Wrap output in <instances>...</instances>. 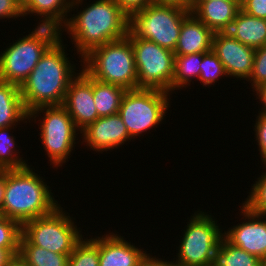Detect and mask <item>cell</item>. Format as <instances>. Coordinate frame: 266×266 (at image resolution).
Listing matches in <instances>:
<instances>
[{
  "instance_id": "cell-18",
  "label": "cell",
  "mask_w": 266,
  "mask_h": 266,
  "mask_svg": "<svg viewBox=\"0 0 266 266\" xmlns=\"http://www.w3.org/2000/svg\"><path fill=\"white\" fill-rule=\"evenodd\" d=\"M214 33L192 13L184 20L173 51L175 55L207 53L211 51Z\"/></svg>"
},
{
  "instance_id": "cell-23",
  "label": "cell",
  "mask_w": 266,
  "mask_h": 266,
  "mask_svg": "<svg viewBox=\"0 0 266 266\" xmlns=\"http://www.w3.org/2000/svg\"><path fill=\"white\" fill-rule=\"evenodd\" d=\"M211 266H263V261L232 245L223 237L213 255Z\"/></svg>"
},
{
  "instance_id": "cell-14",
  "label": "cell",
  "mask_w": 266,
  "mask_h": 266,
  "mask_svg": "<svg viewBox=\"0 0 266 266\" xmlns=\"http://www.w3.org/2000/svg\"><path fill=\"white\" fill-rule=\"evenodd\" d=\"M79 71L70 82L62 106L81 131L99 117L93 99V78L83 68Z\"/></svg>"
},
{
  "instance_id": "cell-2",
  "label": "cell",
  "mask_w": 266,
  "mask_h": 266,
  "mask_svg": "<svg viewBox=\"0 0 266 266\" xmlns=\"http://www.w3.org/2000/svg\"><path fill=\"white\" fill-rule=\"evenodd\" d=\"M74 15L61 32L70 35L81 59L93 48L128 35L129 16L114 0H96Z\"/></svg>"
},
{
  "instance_id": "cell-42",
  "label": "cell",
  "mask_w": 266,
  "mask_h": 266,
  "mask_svg": "<svg viewBox=\"0 0 266 266\" xmlns=\"http://www.w3.org/2000/svg\"><path fill=\"white\" fill-rule=\"evenodd\" d=\"M17 4L23 9L29 2L30 0H15Z\"/></svg>"
},
{
  "instance_id": "cell-31",
  "label": "cell",
  "mask_w": 266,
  "mask_h": 266,
  "mask_svg": "<svg viewBox=\"0 0 266 266\" xmlns=\"http://www.w3.org/2000/svg\"><path fill=\"white\" fill-rule=\"evenodd\" d=\"M248 81L253 90L266 84V44L255 51L253 69Z\"/></svg>"
},
{
  "instance_id": "cell-9",
  "label": "cell",
  "mask_w": 266,
  "mask_h": 266,
  "mask_svg": "<svg viewBox=\"0 0 266 266\" xmlns=\"http://www.w3.org/2000/svg\"><path fill=\"white\" fill-rule=\"evenodd\" d=\"M192 217V218H191ZM187 222L175 260L176 266H211L213 255L223 238L222 229L212 215L198 211Z\"/></svg>"
},
{
  "instance_id": "cell-8",
  "label": "cell",
  "mask_w": 266,
  "mask_h": 266,
  "mask_svg": "<svg viewBox=\"0 0 266 266\" xmlns=\"http://www.w3.org/2000/svg\"><path fill=\"white\" fill-rule=\"evenodd\" d=\"M170 92L155 88L126 90L118 114L131 138L157 127L170 107ZM161 122V123H160ZM136 136V137H135Z\"/></svg>"
},
{
  "instance_id": "cell-45",
  "label": "cell",
  "mask_w": 266,
  "mask_h": 266,
  "mask_svg": "<svg viewBox=\"0 0 266 266\" xmlns=\"http://www.w3.org/2000/svg\"><path fill=\"white\" fill-rule=\"evenodd\" d=\"M263 266H266V259L263 261Z\"/></svg>"
},
{
  "instance_id": "cell-37",
  "label": "cell",
  "mask_w": 266,
  "mask_h": 266,
  "mask_svg": "<svg viewBox=\"0 0 266 266\" xmlns=\"http://www.w3.org/2000/svg\"><path fill=\"white\" fill-rule=\"evenodd\" d=\"M18 253L19 248H0V266H7Z\"/></svg>"
},
{
  "instance_id": "cell-15",
  "label": "cell",
  "mask_w": 266,
  "mask_h": 266,
  "mask_svg": "<svg viewBox=\"0 0 266 266\" xmlns=\"http://www.w3.org/2000/svg\"><path fill=\"white\" fill-rule=\"evenodd\" d=\"M80 134L83 142H87L86 146L101 153L118 149L126 141L132 140L119 114L99 117L82 129Z\"/></svg>"
},
{
  "instance_id": "cell-25",
  "label": "cell",
  "mask_w": 266,
  "mask_h": 266,
  "mask_svg": "<svg viewBox=\"0 0 266 266\" xmlns=\"http://www.w3.org/2000/svg\"><path fill=\"white\" fill-rule=\"evenodd\" d=\"M18 255L28 266H68L70 257L36 245H19Z\"/></svg>"
},
{
  "instance_id": "cell-20",
  "label": "cell",
  "mask_w": 266,
  "mask_h": 266,
  "mask_svg": "<svg viewBox=\"0 0 266 266\" xmlns=\"http://www.w3.org/2000/svg\"><path fill=\"white\" fill-rule=\"evenodd\" d=\"M227 32L246 46L258 49L266 44V19L240 9Z\"/></svg>"
},
{
  "instance_id": "cell-43",
  "label": "cell",
  "mask_w": 266,
  "mask_h": 266,
  "mask_svg": "<svg viewBox=\"0 0 266 266\" xmlns=\"http://www.w3.org/2000/svg\"><path fill=\"white\" fill-rule=\"evenodd\" d=\"M239 5H241L242 3H244L246 0H235Z\"/></svg>"
},
{
  "instance_id": "cell-28",
  "label": "cell",
  "mask_w": 266,
  "mask_h": 266,
  "mask_svg": "<svg viewBox=\"0 0 266 266\" xmlns=\"http://www.w3.org/2000/svg\"><path fill=\"white\" fill-rule=\"evenodd\" d=\"M221 76L227 77L228 75L217 55L212 50L203 53L202 63L200 64V76L198 79L203 84V87L215 84Z\"/></svg>"
},
{
  "instance_id": "cell-39",
  "label": "cell",
  "mask_w": 266,
  "mask_h": 266,
  "mask_svg": "<svg viewBox=\"0 0 266 266\" xmlns=\"http://www.w3.org/2000/svg\"><path fill=\"white\" fill-rule=\"evenodd\" d=\"M253 92H256V99H259V103H261L263 106H261L262 109L259 112L260 115H266V84H263L261 86H258L256 89H254Z\"/></svg>"
},
{
  "instance_id": "cell-44",
  "label": "cell",
  "mask_w": 266,
  "mask_h": 266,
  "mask_svg": "<svg viewBox=\"0 0 266 266\" xmlns=\"http://www.w3.org/2000/svg\"><path fill=\"white\" fill-rule=\"evenodd\" d=\"M202 1H207V0H193L192 2H202Z\"/></svg>"
},
{
  "instance_id": "cell-32",
  "label": "cell",
  "mask_w": 266,
  "mask_h": 266,
  "mask_svg": "<svg viewBox=\"0 0 266 266\" xmlns=\"http://www.w3.org/2000/svg\"><path fill=\"white\" fill-rule=\"evenodd\" d=\"M254 127L261 160L263 164H266V115H257Z\"/></svg>"
},
{
  "instance_id": "cell-13",
  "label": "cell",
  "mask_w": 266,
  "mask_h": 266,
  "mask_svg": "<svg viewBox=\"0 0 266 266\" xmlns=\"http://www.w3.org/2000/svg\"><path fill=\"white\" fill-rule=\"evenodd\" d=\"M240 213L246 220L223 232V237L232 245L245 250L251 255L266 259V218L241 206ZM262 219V220H261Z\"/></svg>"
},
{
  "instance_id": "cell-1",
  "label": "cell",
  "mask_w": 266,
  "mask_h": 266,
  "mask_svg": "<svg viewBox=\"0 0 266 266\" xmlns=\"http://www.w3.org/2000/svg\"><path fill=\"white\" fill-rule=\"evenodd\" d=\"M61 38L62 33L19 87L28 113L41 106L63 105L70 82L79 74L75 72L76 65L70 63Z\"/></svg>"
},
{
  "instance_id": "cell-40",
  "label": "cell",
  "mask_w": 266,
  "mask_h": 266,
  "mask_svg": "<svg viewBox=\"0 0 266 266\" xmlns=\"http://www.w3.org/2000/svg\"><path fill=\"white\" fill-rule=\"evenodd\" d=\"M5 184H6V170H0V209H2V205L4 202Z\"/></svg>"
},
{
  "instance_id": "cell-21",
  "label": "cell",
  "mask_w": 266,
  "mask_h": 266,
  "mask_svg": "<svg viewBox=\"0 0 266 266\" xmlns=\"http://www.w3.org/2000/svg\"><path fill=\"white\" fill-rule=\"evenodd\" d=\"M29 113L22 102L19 86L0 80V128L27 121Z\"/></svg>"
},
{
  "instance_id": "cell-19",
  "label": "cell",
  "mask_w": 266,
  "mask_h": 266,
  "mask_svg": "<svg viewBox=\"0 0 266 266\" xmlns=\"http://www.w3.org/2000/svg\"><path fill=\"white\" fill-rule=\"evenodd\" d=\"M82 4L83 0H30L22 9L23 17L29 14L40 16L38 25L53 26L61 30L68 20L67 13Z\"/></svg>"
},
{
  "instance_id": "cell-35",
  "label": "cell",
  "mask_w": 266,
  "mask_h": 266,
  "mask_svg": "<svg viewBox=\"0 0 266 266\" xmlns=\"http://www.w3.org/2000/svg\"><path fill=\"white\" fill-rule=\"evenodd\" d=\"M23 16L22 8L15 0H0V19Z\"/></svg>"
},
{
  "instance_id": "cell-26",
  "label": "cell",
  "mask_w": 266,
  "mask_h": 266,
  "mask_svg": "<svg viewBox=\"0 0 266 266\" xmlns=\"http://www.w3.org/2000/svg\"><path fill=\"white\" fill-rule=\"evenodd\" d=\"M14 126L16 127V125H12L0 128V170L20 169L28 165L25 159L23 160V157L19 156V150H16L15 136L9 135V131L11 132L15 128Z\"/></svg>"
},
{
  "instance_id": "cell-16",
  "label": "cell",
  "mask_w": 266,
  "mask_h": 266,
  "mask_svg": "<svg viewBox=\"0 0 266 266\" xmlns=\"http://www.w3.org/2000/svg\"><path fill=\"white\" fill-rule=\"evenodd\" d=\"M118 234L109 233L99 237V266H139L147 255Z\"/></svg>"
},
{
  "instance_id": "cell-33",
  "label": "cell",
  "mask_w": 266,
  "mask_h": 266,
  "mask_svg": "<svg viewBox=\"0 0 266 266\" xmlns=\"http://www.w3.org/2000/svg\"><path fill=\"white\" fill-rule=\"evenodd\" d=\"M240 7L251 16L266 19V0H246Z\"/></svg>"
},
{
  "instance_id": "cell-38",
  "label": "cell",
  "mask_w": 266,
  "mask_h": 266,
  "mask_svg": "<svg viewBox=\"0 0 266 266\" xmlns=\"http://www.w3.org/2000/svg\"><path fill=\"white\" fill-rule=\"evenodd\" d=\"M193 0H153V3L159 5H172L191 11Z\"/></svg>"
},
{
  "instance_id": "cell-5",
  "label": "cell",
  "mask_w": 266,
  "mask_h": 266,
  "mask_svg": "<svg viewBox=\"0 0 266 266\" xmlns=\"http://www.w3.org/2000/svg\"><path fill=\"white\" fill-rule=\"evenodd\" d=\"M61 37V30L38 25L0 54V80L21 86L40 58Z\"/></svg>"
},
{
  "instance_id": "cell-6",
  "label": "cell",
  "mask_w": 266,
  "mask_h": 266,
  "mask_svg": "<svg viewBox=\"0 0 266 266\" xmlns=\"http://www.w3.org/2000/svg\"><path fill=\"white\" fill-rule=\"evenodd\" d=\"M62 209L58 206L49 215L25 222L19 245H36L54 253L71 254L83 235Z\"/></svg>"
},
{
  "instance_id": "cell-3",
  "label": "cell",
  "mask_w": 266,
  "mask_h": 266,
  "mask_svg": "<svg viewBox=\"0 0 266 266\" xmlns=\"http://www.w3.org/2000/svg\"><path fill=\"white\" fill-rule=\"evenodd\" d=\"M49 188L29 165L7 169L2 216L22 226L27 221L51 214L60 204Z\"/></svg>"
},
{
  "instance_id": "cell-24",
  "label": "cell",
  "mask_w": 266,
  "mask_h": 266,
  "mask_svg": "<svg viewBox=\"0 0 266 266\" xmlns=\"http://www.w3.org/2000/svg\"><path fill=\"white\" fill-rule=\"evenodd\" d=\"M203 53L175 55L172 92L190 85L193 78L199 79ZM187 85V86H186ZM182 87V88H181Z\"/></svg>"
},
{
  "instance_id": "cell-30",
  "label": "cell",
  "mask_w": 266,
  "mask_h": 266,
  "mask_svg": "<svg viewBox=\"0 0 266 266\" xmlns=\"http://www.w3.org/2000/svg\"><path fill=\"white\" fill-rule=\"evenodd\" d=\"M22 226L5 216L0 218V248H19Z\"/></svg>"
},
{
  "instance_id": "cell-27",
  "label": "cell",
  "mask_w": 266,
  "mask_h": 266,
  "mask_svg": "<svg viewBox=\"0 0 266 266\" xmlns=\"http://www.w3.org/2000/svg\"><path fill=\"white\" fill-rule=\"evenodd\" d=\"M68 266H99V236L82 238L70 254Z\"/></svg>"
},
{
  "instance_id": "cell-34",
  "label": "cell",
  "mask_w": 266,
  "mask_h": 266,
  "mask_svg": "<svg viewBox=\"0 0 266 266\" xmlns=\"http://www.w3.org/2000/svg\"><path fill=\"white\" fill-rule=\"evenodd\" d=\"M115 3L130 17L153 3V0H114Z\"/></svg>"
},
{
  "instance_id": "cell-10",
  "label": "cell",
  "mask_w": 266,
  "mask_h": 266,
  "mask_svg": "<svg viewBox=\"0 0 266 266\" xmlns=\"http://www.w3.org/2000/svg\"><path fill=\"white\" fill-rule=\"evenodd\" d=\"M40 113H44L39 127L41 143L50 158V165L58 169L70 157L75 141L78 140L76 132L80 130L62 105L41 106L33 109L29 112V122L32 118L36 121L35 118L39 117Z\"/></svg>"
},
{
  "instance_id": "cell-12",
  "label": "cell",
  "mask_w": 266,
  "mask_h": 266,
  "mask_svg": "<svg viewBox=\"0 0 266 266\" xmlns=\"http://www.w3.org/2000/svg\"><path fill=\"white\" fill-rule=\"evenodd\" d=\"M211 50L224 65L228 77L249 80L256 49L239 42L228 32H216Z\"/></svg>"
},
{
  "instance_id": "cell-29",
  "label": "cell",
  "mask_w": 266,
  "mask_h": 266,
  "mask_svg": "<svg viewBox=\"0 0 266 266\" xmlns=\"http://www.w3.org/2000/svg\"><path fill=\"white\" fill-rule=\"evenodd\" d=\"M264 167L266 170V164ZM257 179L242 205L253 213L263 215L266 212V172H262V175Z\"/></svg>"
},
{
  "instance_id": "cell-36",
  "label": "cell",
  "mask_w": 266,
  "mask_h": 266,
  "mask_svg": "<svg viewBox=\"0 0 266 266\" xmlns=\"http://www.w3.org/2000/svg\"><path fill=\"white\" fill-rule=\"evenodd\" d=\"M163 260L164 259L161 260V258H158L156 256L152 257L149 253L144 257L139 266H176L174 264V261L170 262L169 260L168 261L167 260L163 261Z\"/></svg>"
},
{
  "instance_id": "cell-11",
  "label": "cell",
  "mask_w": 266,
  "mask_h": 266,
  "mask_svg": "<svg viewBox=\"0 0 266 266\" xmlns=\"http://www.w3.org/2000/svg\"><path fill=\"white\" fill-rule=\"evenodd\" d=\"M134 50L138 88H155L172 93L175 54L155 42L127 35Z\"/></svg>"
},
{
  "instance_id": "cell-22",
  "label": "cell",
  "mask_w": 266,
  "mask_h": 266,
  "mask_svg": "<svg viewBox=\"0 0 266 266\" xmlns=\"http://www.w3.org/2000/svg\"><path fill=\"white\" fill-rule=\"evenodd\" d=\"M126 90L93 78V99L98 117L118 114Z\"/></svg>"
},
{
  "instance_id": "cell-41",
  "label": "cell",
  "mask_w": 266,
  "mask_h": 266,
  "mask_svg": "<svg viewBox=\"0 0 266 266\" xmlns=\"http://www.w3.org/2000/svg\"><path fill=\"white\" fill-rule=\"evenodd\" d=\"M7 266H28L19 255H16Z\"/></svg>"
},
{
  "instance_id": "cell-4",
  "label": "cell",
  "mask_w": 266,
  "mask_h": 266,
  "mask_svg": "<svg viewBox=\"0 0 266 266\" xmlns=\"http://www.w3.org/2000/svg\"><path fill=\"white\" fill-rule=\"evenodd\" d=\"M82 68L94 79L123 87L138 88L134 50L128 36L93 48L81 61Z\"/></svg>"
},
{
  "instance_id": "cell-7",
  "label": "cell",
  "mask_w": 266,
  "mask_h": 266,
  "mask_svg": "<svg viewBox=\"0 0 266 266\" xmlns=\"http://www.w3.org/2000/svg\"><path fill=\"white\" fill-rule=\"evenodd\" d=\"M191 11L152 3L129 17V31L135 36L175 50L183 20Z\"/></svg>"
},
{
  "instance_id": "cell-17",
  "label": "cell",
  "mask_w": 266,
  "mask_h": 266,
  "mask_svg": "<svg viewBox=\"0 0 266 266\" xmlns=\"http://www.w3.org/2000/svg\"><path fill=\"white\" fill-rule=\"evenodd\" d=\"M241 9L235 0L192 2L191 13L213 33L227 32Z\"/></svg>"
}]
</instances>
